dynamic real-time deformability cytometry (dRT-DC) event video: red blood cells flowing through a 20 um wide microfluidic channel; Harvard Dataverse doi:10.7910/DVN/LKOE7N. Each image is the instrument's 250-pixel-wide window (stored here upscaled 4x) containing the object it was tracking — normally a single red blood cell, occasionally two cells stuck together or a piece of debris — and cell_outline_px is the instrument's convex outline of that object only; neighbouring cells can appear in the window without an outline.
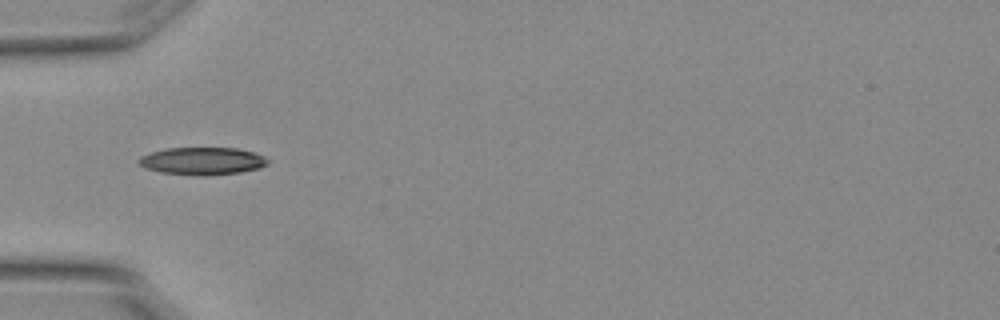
{"species": "Egyptian fruit bat (a non-hibernating species)", "species_latin": "Rousettus aegyptiacus", "temperature_condition": "warm", "stored_images_in_passage": 3, "camera_frame_rate_fps": 3000, "um_per_image_px": 0.085, "animal": {"sex": "female"}, "frame": {"image": 1, "passage_image": 2, "time_ms": 0.333, "image_size_px": [1000, 320], "cell_outline_px": [[268, 164], [260, 168], [240, 172], [204, 176], [160, 172], [144, 168], [136, 160], [140, 156], [152, 152], [168, 148], [236, 148], [256, 152], [264, 156], [268, 160]], "centroid_in_image_um": [17.21, 13.68], "position_along_channel_um": 67.8, "area_um2": 20.75}}
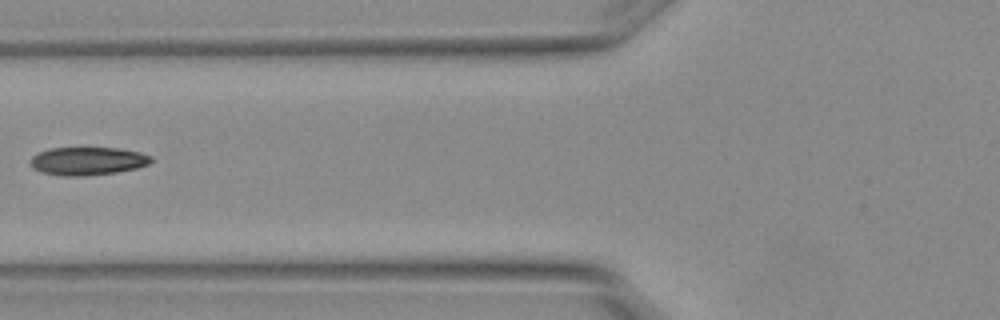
{"frame": {"image": 2, "passage_image": 3, "time_ms": 0.667, "image_size_px": [1000, 320], "cell_outline_px": [[152, 160], [148, 164], [136, 168], [116, 172], [76, 176], [64, 176], [40, 172], [32, 168], [32, 156], [48, 148], [120, 148], [140, 152], [152, 156]], "centroid_in_image_um": [7.46, 13.68], "position_along_channel_um": 118.3, "area_um2": 19.59}}